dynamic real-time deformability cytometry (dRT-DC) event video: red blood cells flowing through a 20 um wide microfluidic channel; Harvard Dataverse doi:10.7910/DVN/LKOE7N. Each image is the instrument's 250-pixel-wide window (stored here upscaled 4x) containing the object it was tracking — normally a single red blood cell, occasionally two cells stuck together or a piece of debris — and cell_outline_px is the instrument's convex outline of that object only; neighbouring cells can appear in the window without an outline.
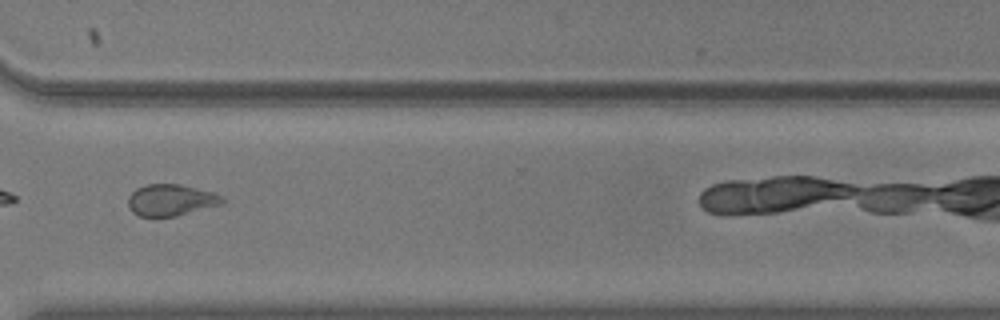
{"species": "common noctule bat (a hibernating species)", "species_latin": "Nyctalus noctula", "temperature_condition": "warm", "stored_images_in_passage": 40, "camera_frame_rate_fps": 3000, "um_per_image_px": 0.085, "animal": {"sex": "male", "body_mass_g": 20.5, "forearm_length_mm": 52.5}, "frame": {"image": 1, "passage_image": 33, "time_ms": 10.667, "image_size_px": [1000, 320], "cell_outline_px": [[224, 204], [176, 216], [140, 216], [132, 212], [128, 204], [128, 196], [136, 188], [148, 184], [180, 184], [212, 192], [224, 196]], "centroid_in_image_um": [14.55, 17.0], "position_along_channel_um": 356.1, "area_um2": 17.34}, "authors_computed_cell_mechanics": {"area_um2": 17.2822, "velocity_mm_per_s": 3.6568, "shape_relaxation_time_tau1_ms": 3.5027, "shape_relaxation_time_tau2_ms": 1.5716, "deformation_change_tau1": 0.1185, "deformation_change_tau2": 0.0737}}